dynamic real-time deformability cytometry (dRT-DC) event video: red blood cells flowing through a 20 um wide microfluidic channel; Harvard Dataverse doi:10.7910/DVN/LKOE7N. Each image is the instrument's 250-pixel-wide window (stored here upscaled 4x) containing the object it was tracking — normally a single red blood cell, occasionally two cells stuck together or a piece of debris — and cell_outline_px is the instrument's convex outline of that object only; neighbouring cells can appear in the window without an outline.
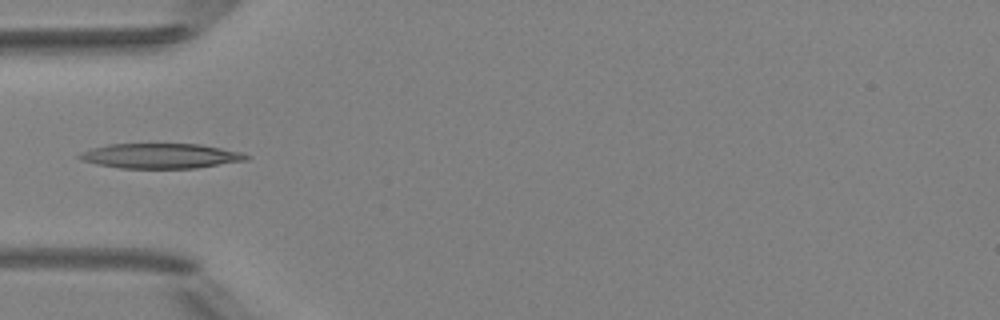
{"species": "Egyptian fruit bat (a non-hibernating species)", "species_latin": "Rousettus aegyptiacus", "temperature_condition": "room temperature", "stored_images_in_passage": 5, "camera_frame_rate_fps": 3000, "um_per_image_px": 0.085, "animal": {"sex": "female"}, "frame": {"image": 1, "passage_image": 5, "time_ms": 4.667, "image_size_px": [1000, 320], "cell_outline_px": [[252, 156], [248, 160], [196, 168], [120, 168], [96, 164], [80, 160], [76, 156], [80, 152], [92, 148], [108, 144], [200, 144], [240, 152]], "centroid_in_image_um": [13.63, 13.25], "position_along_channel_um": 71.4, "area_um2": 24.33}}